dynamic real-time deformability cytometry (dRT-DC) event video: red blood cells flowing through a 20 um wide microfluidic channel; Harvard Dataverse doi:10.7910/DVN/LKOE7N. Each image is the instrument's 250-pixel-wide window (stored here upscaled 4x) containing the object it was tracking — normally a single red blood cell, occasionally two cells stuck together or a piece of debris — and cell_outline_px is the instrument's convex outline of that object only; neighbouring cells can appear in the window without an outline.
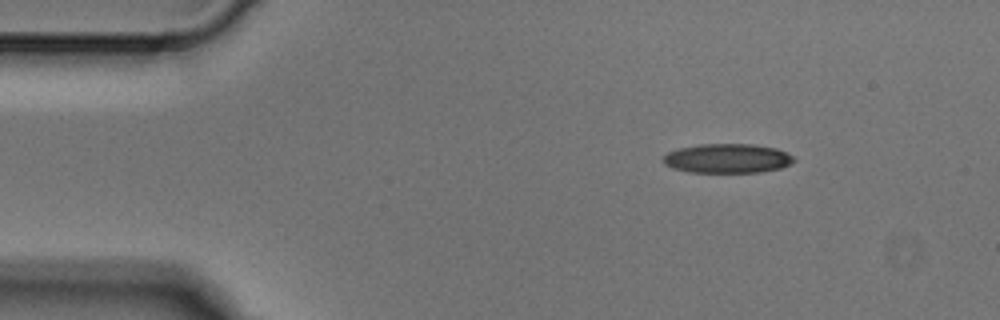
{"species": "Egyptian fruit bat (a non-hibernating species)", "species_latin": "Rousettus aegyptiacus", "temperature_condition": "cold", "stored_images_in_passage": 3, "camera_frame_rate_fps": 3000, "um_per_image_px": 0.085, "animal": {"sex": "male"}, "frame": {"image": 1, "passage_image": 1, "time_ms": 0.0, "image_size_px": [1000, 320], "cell_outline_px": [[796, 160], [780, 168], [760, 172], [688, 172], [672, 168], [664, 164], [660, 160], [668, 152], [680, 148], [700, 144], [752, 144], [776, 148], [792, 156]], "centroid_in_image_um": [61.78, 13.46], "position_along_channel_um": 23.2, "area_um2": 22.25}}
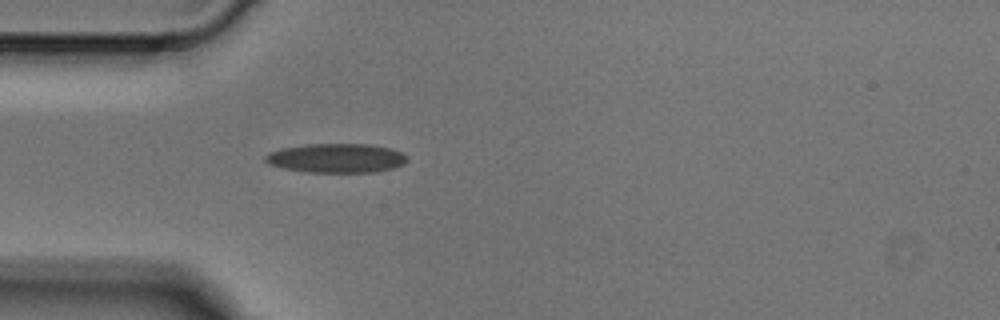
{"frame": {"image": 2, "passage_image": 3, "time_ms": 0.667, "image_size_px": [1000, 320], "cell_outline_px": [[408, 160], [404, 164], [392, 168], [376, 172], [304, 172], [284, 168], [268, 164], [264, 160], [264, 156], [268, 152], [280, 148], [308, 144], [372, 144], [388, 148], [400, 152], [408, 156]], "centroid_in_image_um": [28.57, 13.44], "position_along_channel_um": 56.4, "area_um2": 24.28}}